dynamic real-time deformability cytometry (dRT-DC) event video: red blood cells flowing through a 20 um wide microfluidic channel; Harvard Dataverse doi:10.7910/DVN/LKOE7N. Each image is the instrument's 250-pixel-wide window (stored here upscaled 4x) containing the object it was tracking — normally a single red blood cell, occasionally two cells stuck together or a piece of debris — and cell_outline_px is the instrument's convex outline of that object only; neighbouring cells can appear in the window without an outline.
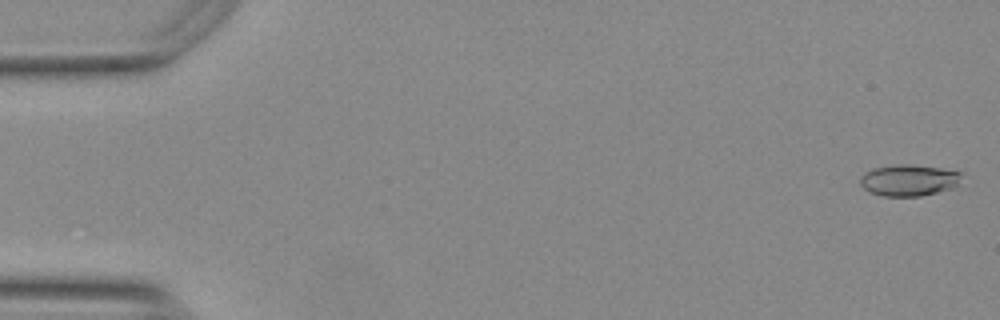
{"species": "Egyptian fruit bat (a non-hibernating species)", "species_latin": "Rousettus aegyptiacus", "temperature_condition": "warm", "stored_images_in_passage": 14, "camera_frame_rate_fps": 3000, "um_per_image_px": 0.085, "animal": {"sex": "female"}, "frame": {"image": 1, "passage_image": 2, "time_ms": 0.333, "image_size_px": [1000, 320], "cell_outline_px": [[960, 176], [956, 184], [952, 188], [920, 196], [884, 196], [868, 192], [860, 184], [860, 176], [864, 172], [872, 168], [892, 164], [912, 164], [940, 168], [960, 172]], "centroid_in_image_um": [77.17, 15.3], "position_along_channel_um": 7.8, "area_um2": 18.55}}